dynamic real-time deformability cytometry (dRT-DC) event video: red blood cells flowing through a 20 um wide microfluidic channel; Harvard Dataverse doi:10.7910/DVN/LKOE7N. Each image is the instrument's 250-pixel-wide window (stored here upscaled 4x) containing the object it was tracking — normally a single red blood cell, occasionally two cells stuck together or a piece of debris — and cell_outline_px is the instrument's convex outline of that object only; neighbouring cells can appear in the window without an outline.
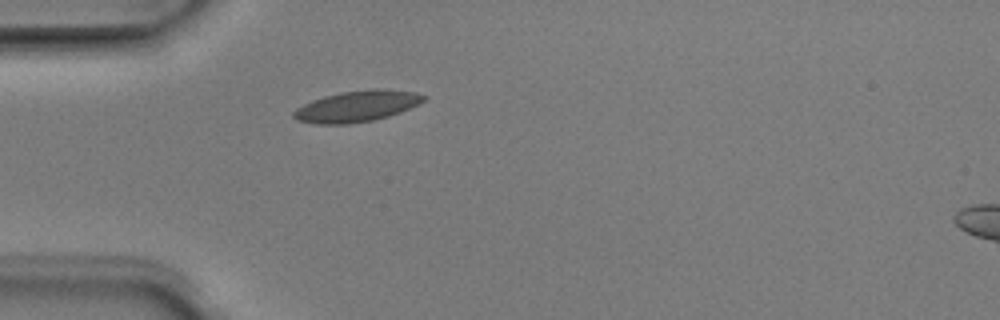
{"species": "Egyptian fruit bat (a non-hibernating species)", "species_latin": "Rousettus aegyptiacus", "temperature_condition": "room temperature", "stored_images_in_passage": 1, "camera_frame_rate_fps": 3000, "um_per_image_px": 0.085, "animal": {"sex": "male"}, "frame": {"image": 1, "passage_image": 1, "time_ms": 0.0, "image_size_px": [1000, 320], "cell_outline_px": [[428, 96], [420, 104], [400, 112], [388, 116], [372, 120], [348, 124], [316, 124], [296, 120], [292, 116], [292, 112], [296, 108], [312, 100], [324, 96], [340, 92], [372, 88], [384, 88], [416, 92]], "centroid_in_image_um": [30.35, 9.02], "position_along_channel_um": 54.6, "area_um2": 23.81}}